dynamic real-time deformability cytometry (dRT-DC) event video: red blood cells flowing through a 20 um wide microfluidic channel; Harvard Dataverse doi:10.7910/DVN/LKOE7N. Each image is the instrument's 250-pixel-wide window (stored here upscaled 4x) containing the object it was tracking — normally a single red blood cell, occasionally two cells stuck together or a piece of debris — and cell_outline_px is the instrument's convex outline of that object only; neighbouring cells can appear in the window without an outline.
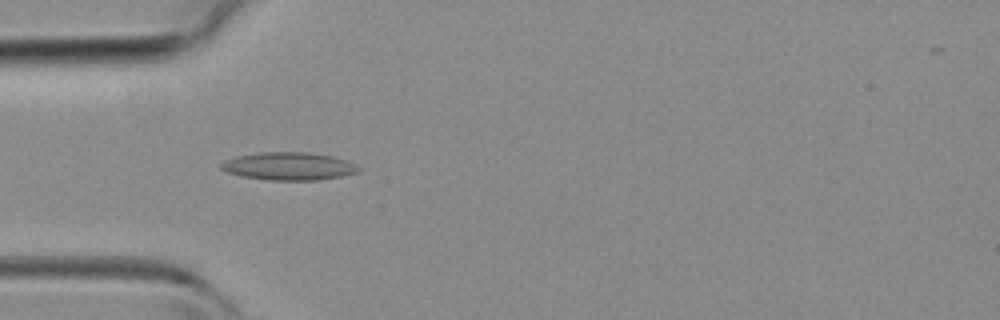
{"species": "common noctule bat (a hibernating species)", "species_latin": "Nyctalus noctula", "temperature_condition": "room temperature", "stored_images_in_passage": 30, "camera_frame_rate_fps": 3000, "um_per_image_px": 0.085, "animal": {"sex": "female", "body_mass_g": 19.3, "forearm_length_mm": 54.1}, "frame": {"image": 1, "passage_image": 1, "time_ms": 0.0, "image_size_px": [1000, 320], "cell_outline_px": [[360, 172], [340, 176], [316, 180], [268, 180], [240, 176], [228, 172], [220, 168], [220, 164], [224, 160], [236, 156], [260, 152], [308, 152], [332, 156], [348, 160], [356, 164], [360, 168]], "centroid_in_image_um": [24.55, 14.12], "position_along_channel_um": 60.5, "area_um2": 22.43}}
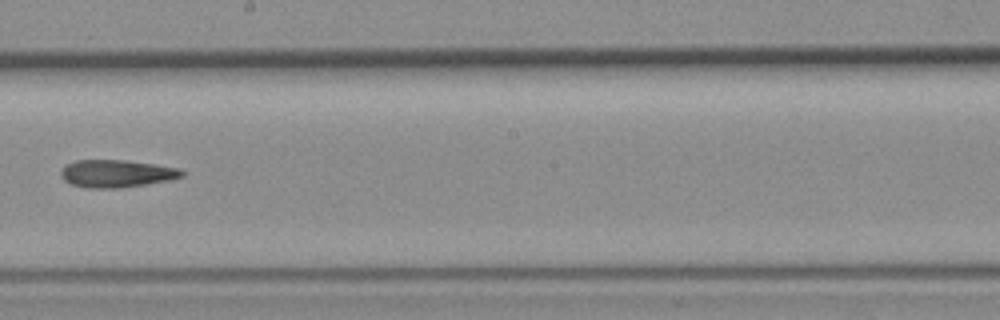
{"frame": {"image": 2, "passage_image": 12, "time_ms": 3.667, "image_size_px": [1000, 320], "cell_outline_px": [[184, 176], [172, 180], [120, 188], [88, 188], [72, 184], [64, 180], [60, 176], [60, 172], [68, 164], [76, 160], [120, 160], [152, 164], [180, 168], [184, 172]], "centroid_in_image_um": [9.93, 14.76], "position_along_channel_um": 238.3, "area_um2": 19.31}}
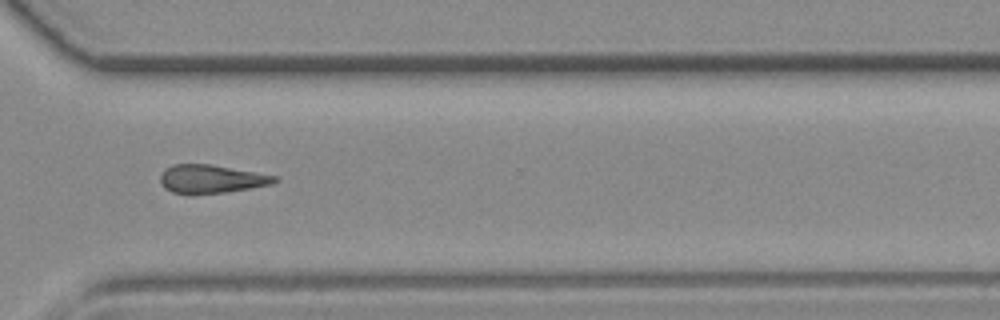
{"frame": {"image": 3, "passage_image": 19, "time_ms": 6.0, "image_size_px": [1000, 320], "cell_outline_px": [[280, 180], [272, 184], [224, 192], [172, 192], [164, 188], [160, 184], [160, 176], [164, 168], [172, 164], [208, 164], [276, 176]], "centroid_in_image_um": [17.92, 15.18], "position_along_channel_um": 352.7, "area_um2": 18.32}}